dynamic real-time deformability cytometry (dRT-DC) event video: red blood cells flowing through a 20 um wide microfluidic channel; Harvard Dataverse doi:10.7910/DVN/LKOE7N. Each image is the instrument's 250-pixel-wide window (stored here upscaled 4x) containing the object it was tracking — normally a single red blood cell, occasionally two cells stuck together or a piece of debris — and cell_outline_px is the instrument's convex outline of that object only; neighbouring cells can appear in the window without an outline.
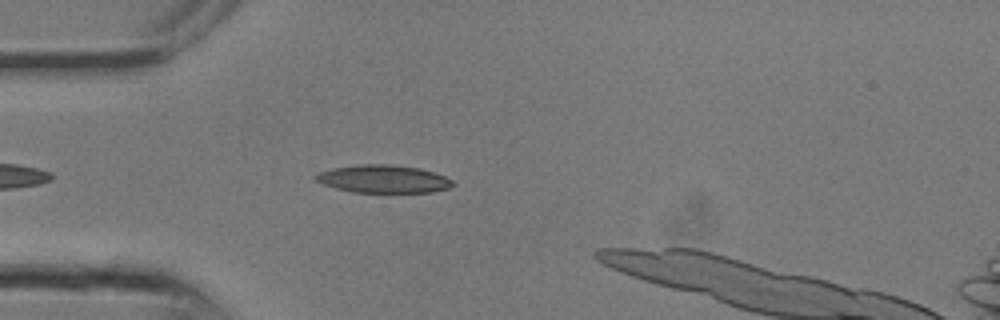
{"species": "common noctule bat (a hibernating species)", "species_latin": "Nyctalus noctula", "temperature_condition": "room temperature", "stored_images_in_passage": 7, "camera_frame_rate_fps": 3000, "um_per_image_px": 0.085, "animal": {"sex": "male", "body_mass_g": 13.3}, "frame": {"image": 1, "passage_image": 5, "time_ms": 1.333, "image_size_px": [1000, 320], "cell_outline_px": [[456, 184], [448, 188], [432, 192], [352, 192], [336, 188], [324, 184], [316, 180], [312, 176], [320, 172], [332, 168], [360, 164], [388, 164], [420, 168], [444, 176], [452, 180]], "centroid_in_image_um": [32.58, 15.21], "position_along_channel_um": 52.4, "area_um2": 22.14}}
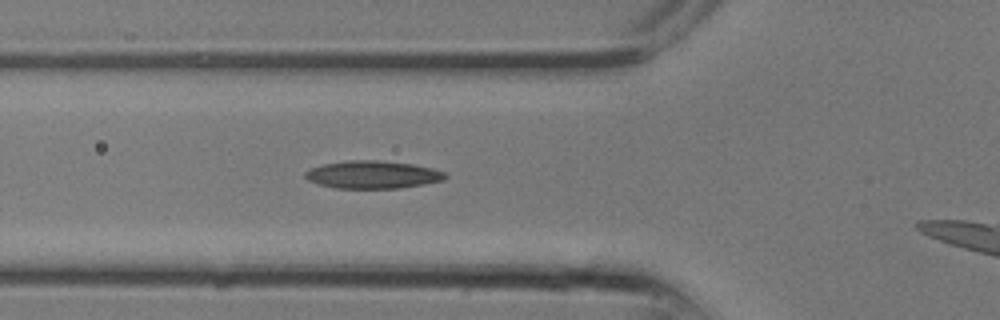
{"frame": {"image": 2, "passage_image": 7, "time_ms": 2.0, "image_size_px": [1000, 320], "cell_outline_px": [[448, 176], [444, 180], [424, 184], [400, 188], [336, 188], [320, 184], [308, 180], [304, 176], [304, 172], [312, 168], [324, 164], [348, 160], [380, 160], [412, 164], [432, 168], [444, 172]], "centroid_in_image_um": [31.69, 14.84], "position_along_channel_um": 94.1, "area_um2": 22.54}}